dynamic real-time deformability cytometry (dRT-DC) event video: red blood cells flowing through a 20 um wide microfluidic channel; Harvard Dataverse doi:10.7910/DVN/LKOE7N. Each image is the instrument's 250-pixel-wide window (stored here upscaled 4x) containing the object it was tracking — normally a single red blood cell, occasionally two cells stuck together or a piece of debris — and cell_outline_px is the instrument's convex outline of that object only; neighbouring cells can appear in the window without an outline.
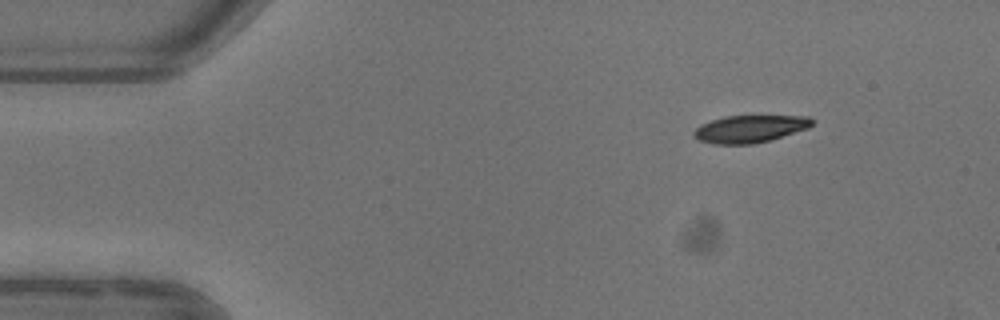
{"species": "common noctule bat (a hibernating species)", "species_latin": "Nyctalus noctula", "temperature_condition": "warm", "stored_images_in_passage": 3, "camera_frame_rate_fps": 3000, "um_per_image_px": 0.085, "animal": {"sex": "female"}, "frame": {"image": 1, "passage_image": 1, "time_ms": 0.0, "image_size_px": [1000, 320], "cell_outline_px": [[812, 124], [808, 128], [768, 140], [752, 144], [716, 144], [700, 140], [692, 136], [692, 132], [700, 124], [724, 116], [808, 116], [812, 120]], "centroid_in_image_um": [63.68, 10.95], "position_along_channel_um": 21.3, "area_um2": 18.61}}
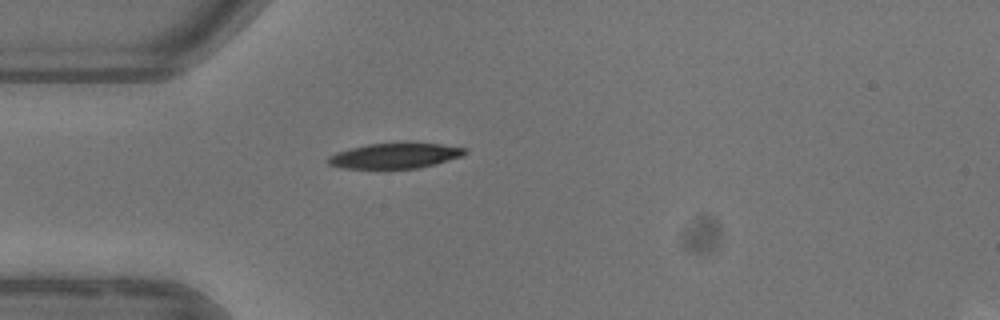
{"frame": {"image": 2, "passage_image": 3, "time_ms": 2.667, "image_size_px": [1000, 320], "cell_outline_px": [[468, 152], [464, 156], [416, 168], [340, 168], [328, 164], [328, 156], [336, 152], [368, 144], [440, 144], [468, 148]], "centroid_in_image_um": [33.58, 13.24], "position_along_channel_um": 51.4, "area_um2": 19.71}}